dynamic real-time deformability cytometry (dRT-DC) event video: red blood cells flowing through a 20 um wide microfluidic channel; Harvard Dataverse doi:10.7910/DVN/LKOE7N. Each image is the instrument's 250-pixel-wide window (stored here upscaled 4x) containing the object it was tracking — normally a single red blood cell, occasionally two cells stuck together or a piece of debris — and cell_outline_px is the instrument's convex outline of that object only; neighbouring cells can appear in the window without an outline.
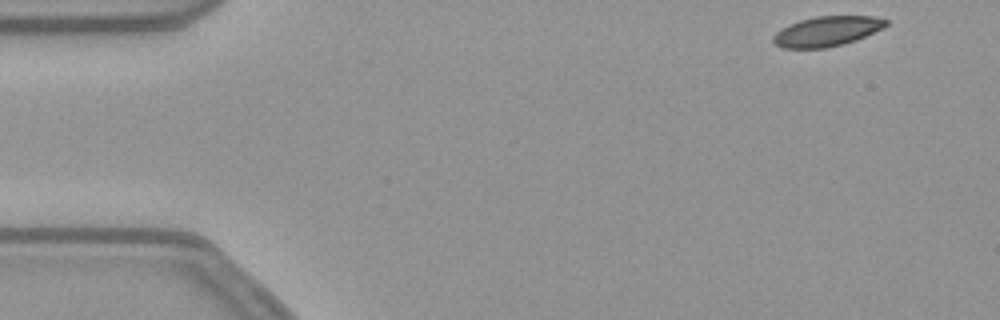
{"species": "common noctule bat (a hibernating species)", "species_latin": "Nyctalus noctula", "temperature_condition": "warm", "stored_images_in_passage": 51, "camera_frame_rate_fps": 3000, "um_per_image_px": 0.085, "animal": {"sex": "female", "body_mass_g": 21.9}, "frame": {"image": 1, "passage_image": 1, "time_ms": 0.0, "image_size_px": [1000, 320], "cell_outline_px": [[888, 24], [884, 28], [856, 40], [844, 44], [828, 48], [780, 48], [772, 40], [772, 36], [780, 28], [788, 24], [800, 20], [816, 16], [872, 16], [888, 20]], "centroid_in_image_um": [70.27, 2.66], "position_along_channel_um": 14.7, "area_um2": 19.88}}
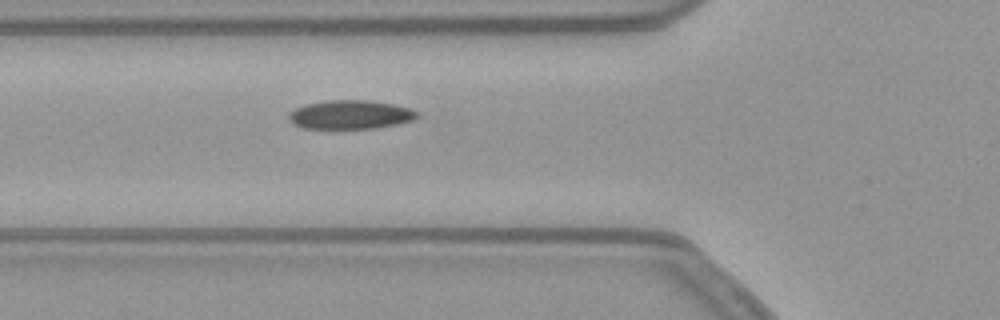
{"frame": {"image": 2, "passage_image": 16, "time_ms": 5.0, "image_size_px": [1000, 320], "cell_outline_px": [[420, 116], [416, 120], [400, 124], [376, 128], [304, 128], [292, 124], [288, 120], [288, 112], [304, 104], [332, 100], [368, 100], [392, 104], [412, 108]], "centroid_in_image_um": [29.8, 9.75], "position_along_channel_um": 96.0, "area_um2": 21.79}}
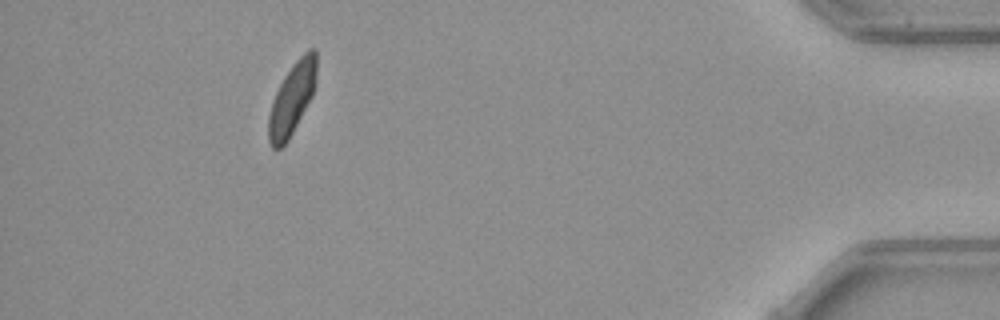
{"frame": {"image": 3, "passage_image": 46, "time_ms": 15.0, "image_size_px": [1000, 320], "cell_outline_px": [[316, 84], [312, 96], [288, 140], [280, 148], [272, 148], [268, 140], [268, 116], [276, 92], [284, 76], [296, 60], [308, 48], [316, 48]], "centroid_in_image_um": [24.83, 8.37], "position_along_channel_um": 410.4, "area_um2": 19.88}, "authors_computed_cell_mechanics": {"area_um2": 21.2126, "velocity_mm_per_s": 3.7903, "shape_relaxation_time_tau1_ms": null, "shape_relaxation_time_tau2_ms": 4.6548, "deformation_change_tau1": null, "deformation_change_tau2": 0.1016}}